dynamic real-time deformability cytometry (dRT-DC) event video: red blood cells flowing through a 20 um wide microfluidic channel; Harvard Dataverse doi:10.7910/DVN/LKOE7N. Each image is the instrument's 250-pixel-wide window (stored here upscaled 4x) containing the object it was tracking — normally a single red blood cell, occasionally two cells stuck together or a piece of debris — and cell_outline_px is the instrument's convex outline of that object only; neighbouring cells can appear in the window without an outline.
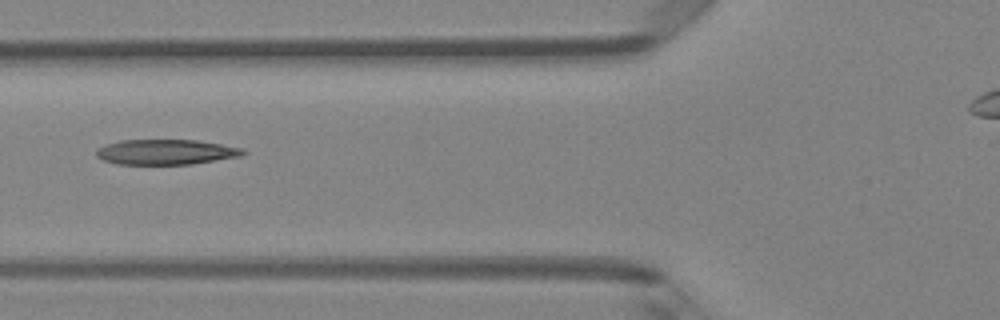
{"species": "Egyptian fruit bat (a non-hibernating species)", "species_latin": "Rousettus aegyptiacus", "temperature_condition": "room temperature", "stored_images_in_passage": 3, "camera_frame_rate_fps": 3000, "um_per_image_px": 0.085, "animal": {"sex": "female"}, "frame": {"image": 1, "passage_image": 2, "time_ms": 1.333, "image_size_px": [1000, 320], "cell_outline_px": [[248, 152], [240, 156], [192, 164], [116, 164], [104, 160], [96, 156], [96, 148], [120, 140], [196, 140], [244, 148]], "centroid_in_image_um": [14.11, 12.92], "position_along_channel_um": 111.7, "area_um2": 21.5}}
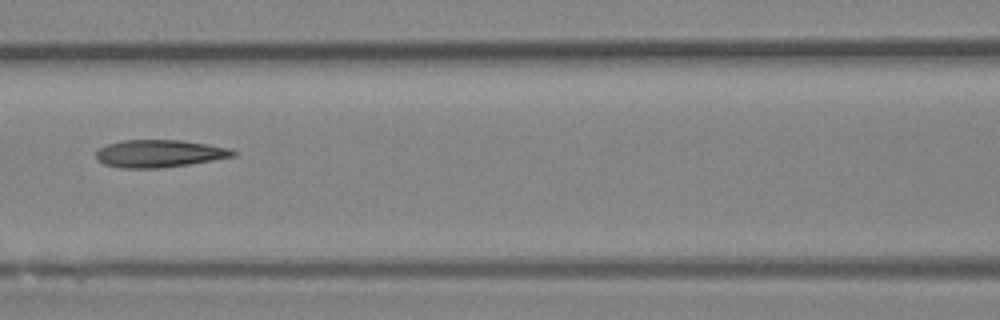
{"frame": {"image": 2, "passage_image": 3, "time_ms": 2.333, "image_size_px": [1000, 320], "cell_outline_px": [[236, 156], [188, 164], [160, 168], [124, 168], [104, 164], [96, 160], [96, 152], [100, 148], [108, 144], [120, 140], [180, 140], [208, 144], [232, 148], [236, 152]], "centroid_in_image_um": [13.55, 13.04], "position_along_channel_um": 153.0, "area_um2": 21.96}}